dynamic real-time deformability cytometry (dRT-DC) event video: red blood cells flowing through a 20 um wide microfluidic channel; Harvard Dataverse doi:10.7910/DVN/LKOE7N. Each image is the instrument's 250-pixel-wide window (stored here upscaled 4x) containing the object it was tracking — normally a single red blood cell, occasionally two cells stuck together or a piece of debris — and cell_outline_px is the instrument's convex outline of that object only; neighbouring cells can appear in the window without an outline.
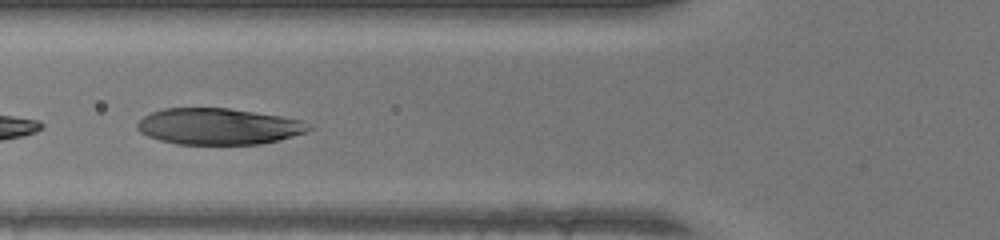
{"species": "human", "species_latin": "Homo sapiens", "temperature_condition": "warm", "stored_images_in_passage": 26, "camera_frame_rate_fps": 3000, "um_per_image_px": 0.085, "donor": {"sex": "female"}, "frame": {"image": 1, "passage_image": 15, "time_ms": 4.667, "image_size_px": [1000, 240], "cell_outline_px": [[316, 128], [308, 132], [280, 140], [260, 144], [176, 144], [160, 140], [148, 136], [140, 132], [136, 128], [136, 124], [144, 116], [152, 112], [164, 108], [228, 108], [280, 116], [300, 120]], "centroid_in_image_um": [18.59, 10.75], "position_along_channel_um": 107.2, "area_um2": 36.36}}
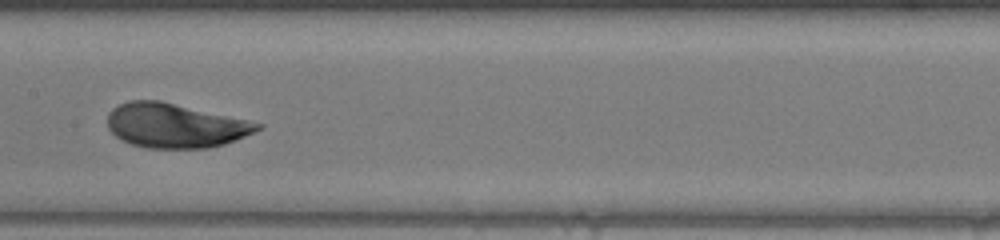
{"frame": {"image": 2, "passage_image": 21, "time_ms": 6.667, "image_size_px": [1000, 240], "cell_outline_px": [[264, 124], [260, 128], [236, 140], [224, 144], [208, 148], [144, 148], [132, 144], [116, 136], [108, 128], [108, 112], [112, 108], [128, 100], [160, 100], [248, 120]], "centroid_in_image_um": [14.86, 10.67], "position_along_channel_um": 192.5, "area_um2": 38.61}}
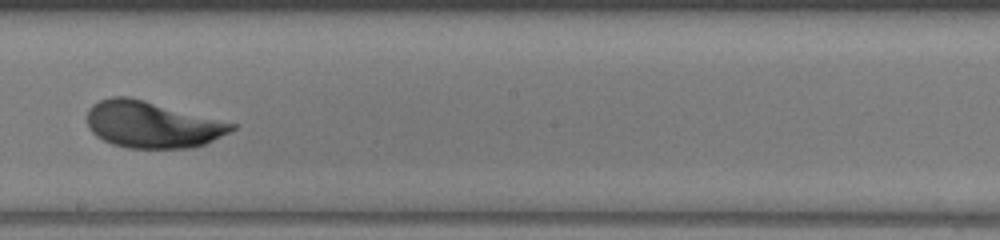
{"frame": {"image": 3, "passage_image": 24, "time_ms": 7.667, "image_size_px": [1000, 240], "cell_outline_px": [[236, 128], [204, 144], [192, 148], [128, 148], [112, 144], [96, 136], [88, 128], [88, 108], [92, 104], [100, 100], [112, 96], [128, 96], [144, 100], [236, 124]], "centroid_in_image_um": [12.88, 10.59], "position_along_channel_um": 235.3, "area_um2": 38.9}}